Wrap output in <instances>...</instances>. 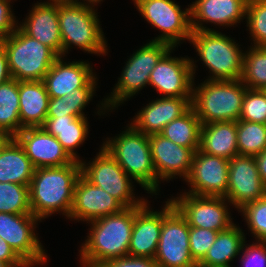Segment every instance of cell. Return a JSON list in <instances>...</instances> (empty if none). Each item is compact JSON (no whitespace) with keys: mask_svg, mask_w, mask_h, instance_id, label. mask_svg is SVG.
Returning <instances> with one entry per match:
<instances>
[{"mask_svg":"<svg viewBox=\"0 0 266 267\" xmlns=\"http://www.w3.org/2000/svg\"><path fill=\"white\" fill-rule=\"evenodd\" d=\"M147 202L88 222L90 230L79 250L80 265L99 267L108 260L128 256L135 215Z\"/></svg>","mask_w":266,"mask_h":267,"instance_id":"6da1fadb","label":"cell"},{"mask_svg":"<svg viewBox=\"0 0 266 267\" xmlns=\"http://www.w3.org/2000/svg\"><path fill=\"white\" fill-rule=\"evenodd\" d=\"M80 175L81 164L77 160L65 166L35 169L29 186L31 213L40 222L56 212L69 218Z\"/></svg>","mask_w":266,"mask_h":267,"instance_id":"7a4b0ae2","label":"cell"},{"mask_svg":"<svg viewBox=\"0 0 266 267\" xmlns=\"http://www.w3.org/2000/svg\"><path fill=\"white\" fill-rule=\"evenodd\" d=\"M114 138L103 141L102 147L116 160L119 166L134 182L150 195H158L161 184L156 176L152 161L148 135L128 124L124 131Z\"/></svg>","mask_w":266,"mask_h":267,"instance_id":"3957f363","label":"cell"},{"mask_svg":"<svg viewBox=\"0 0 266 267\" xmlns=\"http://www.w3.org/2000/svg\"><path fill=\"white\" fill-rule=\"evenodd\" d=\"M196 87V88H195ZM246 86L238 80H204L193 86L191 107L202 125L237 122L242 111Z\"/></svg>","mask_w":266,"mask_h":267,"instance_id":"277c9868","label":"cell"},{"mask_svg":"<svg viewBox=\"0 0 266 267\" xmlns=\"http://www.w3.org/2000/svg\"><path fill=\"white\" fill-rule=\"evenodd\" d=\"M96 11L95 6L85 3L58 5L63 57L71 45L99 56L108 54V44Z\"/></svg>","mask_w":266,"mask_h":267,"instance_id":"5b68a950","label":"cell"},{"mask_svg":"<svg viewBox=\"0 0 266 267\" xmlns=\"http://www.w3.org/2000/svg\"><path fill=\"white\" fill-rule=\"evenodd\" d=\"M172 48L166 42L150 41L136 50L126 61L113 92L100 102L101 106L99 104L97 114L101 116L111 109H116V107L118 109L121 103L131 99L149 85L151 72L159 60Z\"/></svg>","mask_w":266,"mask_h":267,"instance_id":"8992f818","label":"cell"},{"mask_svg":"<svg viewBox=\"0 0 266 267\" xmlns=\"http://www.w3.org/2000/svg\"><path fill=\"white\" fill-rule=\"evenodd\" d=\"M189 42L209 69L207 80H238L242 75L244 53L233 38L214 31H192Z\"/></svg>","mask_w":266,"mask_h":267,"instance_id":"52a82bcc","label":"cell"},{"mask_svg":"<svg viewBox=\"0 0 266 267\" xmlns=\"http://www.w3.org/2000/svg\"><path fill=\"white\" fill-rule=\"evenodd\" d=\"M11 77L17 81H42L59 57L51 48L26 35L19 27L1 41Z\"/></svg>","mask_w":266,"mask_h":267,"instance_id":"ba28073f","label":"cell"},{"mask_svg":"<svg viewBox=\"0 0 266 267\" xmlns=\"http://www.w3.org/2000/svg\"><path fill=\"white\" fill-rule=\"evenodd\" d=\"M88 163L80 160L81 175L91 184L102 188L117 199L125 208L138 207L147 199L135 197L132 178L103 148Z\"/></svg>","mask_w":266,"mask_h":267,"instance_id":"9c48e42d","label":"cell"},{"mask_svg":"<svg viewBox=\"0 0 266 267\" xmlns=\"http://www.w3.org/2000/svg\"><path fill=\"white\" fill-rule=\"evenodd\" d=\"M144 19L161 33L151 41L166 42L172 47L189 41L192 29L190 6L181 10L174 0H133Z\"/></svg>","mask_w":266,"mask_h":267,"instance_id":"30bf717a","label":"cell"},{"mask_svg":"<svg viewBox=\"0 0 266 267\" xmlns=\"http://www.w3.org/2000/svg\"><path fill=\"white\" fill-rule=\"evenodd\" d=\"M39 221L33 214L0 212V239L5 240L30 267L48 261L47 253L35 233Z\"/></svg>","mask_w":266,"mask_h":267,"instance_id":"8fae6325","label":"cell"},{"mask_svg":"<svg viewBox=\"0 0 266 267\" xmlns=\"http://www.w3.org/2000/svg\"><path fill=\"white\" fill-rule=\"evenodd\" d=\"M169 200L190 227L221 232L234 224L229 210L231 204L225 197L196 196L182 192L179 197Z\"/></svg>","mask_w":266,"mask_h":267,"instance_id":"7c38bea8","label":"cell"},{"mask_svg":"<svg viewBox=\"0 0 266 267\" xmlns=\"http://www.w3.org/2000/svg\"><path fill=\"white\" fill-rule=\"evenodd\" d=\"M154 260L159 267H198L190 254L189 225L175 207L163 218Z\"/></svg>","mask_w":266,"mask_h":267,"instance_id":"4fadbf2b","label":"cell"},{"mask_svg":"<svg viewBox=\"0 0 266 267\" xmlns=\"http://www.w3.org/2000/svg\"><path fill=\"white\" fill-rule=\"evenodd\" d=\"M173 50L175 47L159 60L150 74L149 85L162 97H192L196 64L193 58L172 57Z\"/></svg>","mask_w":266,"mask_h":267,"instance_id":"5bb4252c","label":"cell"},{"mask_svg":"<svg viewBox=\"0 0 266 267\" xmlns=\"http://www.w3.org/2000/svg\"><path fill=\"white\" fill-rule=\"evenodd\" d=\"M228 159L213 156L196 150L193 156L191 172L185 180L189 185V193L196 196H227Z\"/></svg>","mask_w":266,"mask_h":267,"instance_id":"9a60e30c","label":"cell"},{"mask_svg":"<svg viewBox=\"0 0 266 267\" xmlns=\"http://www.w3.org/2000/svg\"><path fill=\"white\" fill-rule=\"evenodd\" d=\"M266 196V186L258 173L254 156L236 155L229 161L226 199L238 211Z\"/></svg>","mask_w":266,"mask_h":267,"instance_id":"2e32d148","label":"cell"},{"mask_svg":"<svg viewBox=\"0 0 266 267\" xmlns=\"http://www.w3.org/2000/svg\"><path fill=\"white\" fill-rule=\"evenodd\" d=\"M148 139L158 181H170L176 176L186 180L191 172L195 152L175 144L160 133L148 135Z\"/></svg>","mask_w":266,"mask_h":267,"instance_id":"e0dca14e","label":"cell"},{"mask_svg":"<svg viewBox=\"0 0 266 267\" xmlns=\"http://www.w3.org/2000/svg\"><path fill=\"white\" fill-rule=\"evenodd\" d=\"M124 208L108 192L91 184L80 175L75 183L73 204L68 219L88 223L110 214L119 213Z\"/></svg>","mask_w":266,"mask_h":267,"instance_id":"ac0fdd59","label":"cell"},{"mask_svg":"<svg viewBox=\"0 0 266 267\" xmlns=\"http://www.w3.org/2000/svg\"><path fill=\"white\" fill-rule=\"evenodd\" d=\"M14 138L36 169L65 166L74 161L56 137L42 127L24 128Z\"/></svg>","mask_w":266,"mask_h":267,"instance_id":"d6986e66","label":"cell"},{"mask_svg":"<svg viewBox=\"0 0 266 267\" xmlns=\"http://www.w3.org/2000/svg\"><path fill=\"white\" fill-rule=\"evenodd\" d=\"M149 205L147 202L135 215L128 251L129 256L154 259L163 218L174 208V204L169 199L161 211H154Z\"/></svg>","mask_w":266,"mask_h":267,"instance_id":"ffe728a7","label":"cell"},{"mask_svg":"<svg viewBox=\"0 0 266 267\" xmlns=\"http://www.w3.org/2000/svg\"><path fill=\"white\" fill-rule=\"evenodd\" d=\"M248 0H196L190 5L192 31H214L206 23L232 27L246 19Z\"/></svg>","mask_w":266,"mask_h":267,"instance_id":"44dd1931","label":"cell"},{"mask_svg":"<svg viewBox=\"0 0 266 267\" xmlns=\"http://www.w3.org/2000/svg\"><path fill=\"white\" fill-rule=\"evenodd\" d=\"M192 97H160L137 112L131 125L146 135L160 133L191 108Z\"/></svg>","mask_w":266,"mask_h":267,"instance_id":"7402d4cb","label":"cell"},{"mask_svg":"<svg viewBox=\"0 0 266 267\" xmlns=\"http://www.w3.org/2000/svg\"><path fill=\"white\" fill-rule=\"evenodd\" d=\"M63 59L59 56L42 80L50 98H61L83 88L97 75L89 62L78 60L66 63Z\"/></svg>","mask_w":266,"mask_h":267,"instance_id":"603a6c76","label":"cell"},{"mask_svg":"<svg viewBox=\"0 0 266 267\" xmlns=\"http://www.w3.org/2000/svg\"><path fill=\"white\" fill-rule=\"evenodd\" d=\"M29 15L18 27L28 36L63 56V43L58 21V4L34 3Z\"/></svg>","mask_w":266,"mask_h":267,"instance_id":"cb8c5ba5","label":"cell"},{"mask_svg":"<svg viewBox=\"0 0 266 267\" xmlns=\"http://www.w3.org/2000/svg\"><path fill=\"white\" fill-rule=\"evenodd\" d=\"M21 130L42 127L45 123L49 95L43 81H19Z\"/></svg>","mask_w":266,"mask_h":267,"instance_id":"d4e9b609","label":"cell"},{"mask_svg":"<svg viewBox=\"0 0 266 267\" xmlns=\"http://www.w3.org/2000/svg\"><path fill=\"white\" fill-rule=\"evenodd\" d=\"M199 149L206 154L228 160L238 155L237 122H214L202 125Z\"/></svg>","mask_w":266,"mask_h":267,"instance_id":"484cf974","label":"cell"},{"mask_svg":"<svg viewBox=\"0 0 266 267\" xmlns=\"http://www.w3.org/2000/svg\"><path fill=\"white\" fill-rule=\"evenodd\" d=\"M42 128L56 137L74 160L80 161L81 158L75 150L88 137L89 123L87 117L65 115V117L46 118Z\"/></svg>","mask_w":266,"mask_h":267,"instance_id":"4316f807","label":"cell"},{"mask_svg":"<svg viewBox=\"0 0 266 267\" xmlns=\"http://www.w3.org/2000/svg\"><path fill=\"white\" fill-rule=\"evenodd\" d=\"M35 167L23 147L13 138L0 152V182L30 186Z\"/></svg>","mask_w":266,"mask_h":267,"instance_id":"83f0119b","label":"cell"},{"mask_svg":"<svg viewBox=\"0 0 266 267\" xmlns=\"http://www.w3.org/2000/svg\"><path fill=\"white\" fill-rule=\"evenodd\" d=\"M245 240L244 232L236 224L219 232L205 257L198 263V267H231L230 262L241 255V247Z\"/></svg>","mask_w":266,"mask_h":267,"instance_id":"f1b7e54d","label":"cell"},{"mask_svg":"<svg viewBox=\"0 0 266 267\" xmlns=\"http://www.w3.org/2000/svg\"><path fill=\"white\" fill-rule=\"evenodd\" d=\"M95 75L83 88L64 96L49 99L46 118H57L67 116L86 117L83 110L92 100L97 84Z\"/></svg>","mask_w":266,"mask_h":267,"instance_id":"f546056e","label":"cell"},{"mask_svg":"<svg viewBox=\"0 0 266 267\" xmlns=\"http://www.w3.org/2000/svg\"><path fill=\"white\" fill-rule=\"evenodd\" d=\"M201 126V121L191 107L185 114L167 124L160 134L195 152L200 148Z\"/></svg>","mask_w":266,"mask_h":267,"instance_id":"4dcf8cb0","label":"cell"},{"mask_svg":"<svg viewBox=\"0 0 266 267\" xmlns=\"http://www.w3.org/2000/svg\"><path fill=\"white\" fill-rule=\"evenodd\" d=\"M19 109V81L11 78L0 84V129L14 137L21 131Z\"/></svg>","mask_w":266,"mask_h":267,"instance_id":"1f68e13d","label":"cell"},{"mask_svg":"<svg viewBox=\"0 0 266 267\" xmlns=\"http://www.w3.org/2000/svg\"><path fill=\"white\" fill-rule=\"evenodd\" d=\"M250 48V49H249ZM244 53L240 81L248 89H266V47L250 46Z\"/></svg>","mask_w":266,"mask_h":267,"instance_id":"d6a6232c","label":"cell"},{"mask_svg":"<svg viewBox=\"0 0 266 267\" xmlns=\"http://www.w3.org/2000/svg\"><path fill=\"white\" fill-rule=\"evenodd\" d=\"M238 155L256 156L266 149V124L237 121Z\"/></svg>","mask_w":266,"mask_h":267,"instance_id":"836d02e7","label":"cell"},{"mask_svg":"<svg viewBox=\"0 0 266 267\" xmlns=\"http://www.w3.org/2000/svg\"><path fill=\"white\" fill-rule=\"evenodd\" d=\"M0 212L32 214L30 208L29 186L0 182Z\"/></svg>","mask_w":266,"mask_h":267,"instance_id":"e575fe53","label":"cell"},{"mask_svg":"<svg viewBox=\"0 0 266 267\" xmlns=\"http://www.w3.org/2000/svg\"><path fill=\"white\" fill-rule=\"evenodd\" d=\"M246 22L252 46L266 47V0H248Z\"/></svg>","mask_w":266,"mask_h":267,"instance_id":"d590c367","label":"cell"},{"mask_svg":"<svg viewBox=\"0 0 266 267\" xmlns=\"http://www.w3.org/2000/svg\"><path fill=\"white\" fill-rule=\"evenodd\" d=\"M238 212L243 214L248 230L256 241L266 242V196L246 204Z\"/></svg>","mask_w":266,"mask_h":267,"instance_id":"8d00e7d4","label":"cell"},{"mask_svg":"<svg viewBox=\"0 0 266 267\" xmlns=\"http://www.w3.org/2000/svg\"><path fill=\"white\" fill-rule=\"evenodd\" d=\"M239 120L266 124L265 90L246 88Z\"/></svg>","mask_w":266,"mask_h":267,"instance_id":"74e56055","label":"cell"},{"mask_svg":"<svg viewBox=\"0 0 266 267\" xmlns=\"http://www.w3.org/2000/svg\"><path fill=\"white\" fill-rule=\"evenodd\" d=\"M218 231L189 226V248L191 257L198 264L215 242Z\"/></svg>","mask_w":266,"mask_h":267,"instance_id":"f35d334b","label":"cell"},{"mask_svg":"<svg viewBox=\"0 0 266 267\" xmlns=\"http://www.w3.org/2000/svg\"><path fill=\"white\" fill-rule=\"evenodd\" d=\"M245 240L240 253L243 267H266V242L256 241L252 244H245Z\"/></svg>","mask_w":266,"mask_h":267,"instance_id":"ab89813d","label":"cell"},{"mask_svg":"<svg viewBox=\"0 0 266 267\" xmlns=\"http://www.w3.org/2000/svg\"><path fill=\"white\" fill-rule=\"evenodd\" d=\"M10 3L11 0H0V42L18 27V20L12 13Z\"/></svg>","mask_w":266,"mask_h":267,"instance_id":"60d3db41","label":"cell"},{"mask_svg":"<svg viewBox=\"0 0 266 267\" xmlns=\"http://www.w3.org/2000/svg\"><path fill=\"white\" fill-rule=\"evenodd\" d=\"M99 267H159V265L152 258L128 255L108 260Z\"/></svg>","mask_w":266,"mask_h":267,"instance_id":"b9f144b4","label":"cell"},{"mask_svg":"<svg viewBox=\"0 0 266 267\" xmlns=\"http://www.w3.org/2000/svg\"><path fill=\"white\" fill-rule=\"evenodd\" d=\"M0 260L9 267H30L5 241L0 239Z\"/></svg>","mask_w":266,"mask_h":267,"instance_id":"7bdbcfd3","label":"cell"},{"mask_svg":"<svg viewBox=\"0 0 266 267\" xmlns=\"http://www.w3.org/2000/svg\"><path fill=\"white\" fill-rule=\"evenodd\" d=\"M6 51L0 42V84L11 79Z\"/></svg>","mask_w":266,"mask_h":267,"instance_id":"ee69618b","label":"cell"},{"mask_svg":"<svg viewBox=\"0 0 266 267\" xmlns=\"http://www.w3.org/2000/svg\"><path fill=\"white\" fill-rule=\"evenodd\" d=\"M258 168V173L262 179L263 184L266 186V149L254 156Z\"/></svg>","mask_w":266,"mask_h":267,"instance_id":"f6af8a7d","label":"cell"},{"mask_svg":"<svg viewBox=\"0 0 266 267\" xmlns=\"http://www.w3.org/2000/svg\"><path fill=\"white\" fill-rule=\"evenodd\" d=\"M14 138L9 132L0 129V152L7 146V144Z\"/></svg>","mask_w":266,"mask_h":267,"instance_id":"bcb514c9","label":"cell"},{"mask_svg":"<svg viewBox=\"0 0 266 267\" xmlns=\"http://www.w3.org/2000/svg\"><path fill=\"white\" fill-rule=\"evenodd\" d=\"M43 3L58 4V5H61V4H75V3H78V0H48L47 2L44 1Z\"/></svg>","mask_w":266,"mask_h":267,"instance_id":"7dc6e473","label":"cell"},{"mask_svg":"<svg viewBox=\"0 0 266 267\" xmlns=\"http://www.w3.org/2000/svg\"><path fill=\"white\" fill-rule=\"evenodd\" d=\"M101 1L103 2V0H82V2L81 0L80 1L78 0V3H85V4L96 6L98 5V3H101Z\"/></svg>","mask_w":266,"mask_h":267,"instance_id":"c3c4849f","label":"cell"},{"mask_svg":"<svg viewBox=\"0 0 266 267\" xmlns=\"http://www.w3.org/2000/svg\"><path fill=\"white\" fill-rule=\"evenodd\" d=\"M0 267H9L4 261L0 260Z\"/></svg>","mask_w":266,"mask_h":267,"instance_id":"681fc988","label":"cell"}]
</instances>
